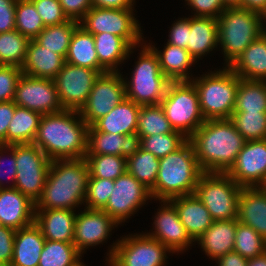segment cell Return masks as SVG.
Returning <instances> with one entry per match:
<instances>
[{
  "instance_id": "obj_60",
  "label": "cell",
  "mask_w": 266,
  "mask_h": 266,
  "mask_svg": "<svg viewBox=\"0 0 266 266\" xmlns=\"http://www.w3.org/2000/svg\"><path fill=\"white\" fill-rule=\"evenodd\" d=\"M225 8L241 7L242 0H221Z\"/></svg>"
},
{
  "instance_id": "obj_50",
  "label": "cell",
  "mask_w": 266,
  "mask_h": 266,
  "mask_svg": "<svg viewBox=\"0 0 266 266\" xmlns=\"http://www.w3.org/2000/svg\"><path fill=\"white\" fill-rule=\"evenodd\" d=\"M171 26L167 27L165 43H169L187 50L190 33V15H181L171 21ZM168 36V37H167Z\"/></svg>"
},
{
  "instance_id": "obj_31",
  "label": "cell",
  "mask_w": 266,
  "mask_h": 266,
  "mask_svg": "<svg viewBox=\"0 0 266 266\" xmlns=\"http://www.w3.org/2000/svg\"><path fill=\"white\" fill-rule=\"evenodd\" d=\"M44 244L42 231L35 223L16 230L10 266H38Z\"/></svg>"
},
{
  "instance_id": "obj_13",
  "label": "cell",
  "mask_w": 266,
  "mask_h": 266,
  "mask_svg": "<svg viewBox=\"0 0 266 266\" xmlns=\"http://www.w3.org/2000/svg\"><path fill=\"white\" fill-rule=\"evenodd\" d=\"M16 179L14 188L35 204L46 183L51 160L35 144H15Z\"/></svg>"
},
{
  "instance_id": "obj_5",
  "label": "cell",
  "mask_w": 266,
  "mask_h": 266,
  "mask_svg": "<svg viewBox=\"0 0 266 266\" xmlns=\"http://www.w3.org/2000/svg\"><path fill=\"white\" fill-rule=\"evenodd\" d=\"M203 174L194 148L187 140L179 149L159 159L155 186L150 190L153 200L194 194L198 179Z\"/></svg>"
},
{
  "instance_id": "obj_38",
  "label": "cell",
  "mask_w": 266,
  "mask_h": 266,
  "mask_svg": "<svg viewBox=\"0 0 266 266\" xmlns=\"http://www.w3.org/2000/svg\"><path fill=\"white\" fill-rule=\"evenodd\" d=\"M158 170L159 159L141 148L127 158V172L149 190L155 186Z\"/></svg>"
},
{
  "instance_id": "obj_27",
  "label": "cell",
  "mask_w": 266,
  "mask_h": 266,
  "mask_svg": "<svg viewBox=\"0 0 266 266\" xmlns=\"http://www.w3.org/2000/svg\"><path fill=\"white\" fill-rule=\"evenodd\" d=\"M237 220L253 228L266 241V191L261 187H242Z\"/></svg>"
},
{
  "instance_id": "obj_9",
  "label": "cell",
  "mask_w": 266,
  "mask_h": 266,
  "mask_svg": "<svg viewBox=\"0 0 266 266\" xmlns=\"http://www.w3.org/2000/svg\"><path fill=\"white\" fill-rule=\"evenodd\" d=\"M119 227L121 226L105 211L83 207L77 210L73 244L82 255L87 254L86 252L89 250L91 252L92 249L94 250L96 247L100 249L102 245H105L107 252H105L102 262L106 261L103 265L109 266V260L115 252L119 238L113 240L112 243L108 240H112L115 229L117 231ZM107 242L111 244L107 246Z\"/></svg>"
},
{
  "instance_id": "obj_28",
  "label": "cell",
  "mask_w": 266,
  "mask_h": 266,
  "mask_svg": "<svg viewBox=\"0 0 266 266\" xmlns=\"http://www.w3.org/2000/svg\"><path fill=\"white\" fill-rule=\"evenodd\" d=\"M64 64L63 56L46 49L31 39L21 70L23 74L30 77L54 80Z\"/></svg>"
},
{
  "instance_id": "obj_36",
  "label": "cell",
  "mask_w": 266,
  "mask_h": 266,
  "mask_svg": "<svg viewBox=\"0 0 266 266\" xmlns=\"http://www.w3.org/2000/svg\"><path fill=\"white\" fill-rule=\"evenodd\" d=\"M79 22L68 20L62 24L45 26L34 39L38 44L66 58L71 37Z\"/></svg>"
},
{
  "instance_id": "obj_21",
  "label": "cell",
  "mask_w": 266,
  "mask_h": 266,
  "mask_svg": "<svg viewBox=\"0 0 266 266\" xmlns=\"http://www.w3.org/2000/svg\"><path fill=\"white\" fill-rule=\"evenodd\" d=\"M141 148L137 134L122 135L97 131L92 125L87 130L86 155H118L128 158Z\"/></svg>"
},
{
  "instance_id": "obj_19",
  "label": "cell",
  "mask_w": 266,
  "mask_h": 266,
  "mask_svg": "<svg viewBox=\"0 0 266 266\" xmlns=\"http://www.w3.org/2000/svg\"><path fill=\"white\" fill-rule=\"evenodd\" d=\"M226 174L241 187H260L266 179V139L246 141Z\"/></svg>"
},
{
  "instance_id": "obj_24",
  "label": "cell",
  "mask_w": 266,
  "mask_h": 266,
  "mask_svg": "<svg viewBox=\"0 0 266 266\" xmlns=\"http://www.w3.org/2000/svg\"><path fill=\"white\" fill-rule=\"evenodd\" d=\"M187 50L200 65L201 63L204 65V61L207 58H212L216 51H218L217 18L190 15V33Z\"/></svg>"
},
{
  "instance_id": "obj_8",
  "label": "cell",
  "mask_w": 266,
  "mask_h": 266,
  "mask_svg": "<svg viewBox=\"0 0 266 266\" xmlns=\"http://www.w3.org/2000/svg\"><path fill=\"white\" fill-rule=\"evenodd\" d=\"M160 105L171 127L188 139L206 121L190 81L171 82Z\"/></svg>"
},
{
  "instance_id": "obj_34",
  "label": "cell",
  "mask_w": 266,
  "mask_h": 266,
  "mask_svg": "<svg viewBox=\"0 0 266 266\" xmlns=\"http://www.w3.org/2000/svg\"><path fill=\"white\" fill-rule=\"evenodd\" d=\"M41 118V113L16 106L7 129L6 145L33 143Z\"/></svg>"
},
{
  "instance_id": "obj_47",
  "label": "cell",
  "mask_w": 266,
  "mask_h": 266,
  "mask_svg": "<svg viewBox=\"0 0 266 266\" xmlns=\"http://www.w3.org/2000/svg\"><path fill=\"white\" fill-rule=\"evenodd\" d=\"M16 174L15 144H0V189L14 188Z\"/></svg>"
},
{
  "instance_id": "obj_20",
  "label": "cell",
  "mask_w": 266,
  "mask_h": 266,
  "mask_svg": "<svg viewBox=\"0 0 266 266\" xmlns=\"http://www.w3.org/2000/svg\"><path fill=\"white\" fill-rule=\"evenodd\" d=\"M145 42L157 54L160 70L171 82L191 81L199 72L196 70L202 68L185 48L165 42L160 47V45L157 46V43L155 44V41L149 37L147 38L146 35ZM196 65L201 68H198Z\"/></svg>"
},
{
  "instance_id": "obj_39",
  "label": "cell",
  "mask_w": 266,
  "mask_h": 266,
  "mask_svg": "<svg viewBox=\"0 0 266 266\" xmlns=\"http://www.w3.org/2000/svg\"><path fill=\"white\" fill-rule=\"evenodd\" d=\"M168 119L160 104L144 105L140 107L136 133L140 137L172 133Z\"/></svg>"
},
{
  "instance_id": "obj_1",
  "label": "cell",
  "mask_w": 266,
  "mask_h": 266,
  "mask_svg": "<svg viewBox=\"0 0 266 266\" xmlns=\"http://www.w3.org/2000/svg\"><path fill=\"white\" fill-rule=\"evenodd\" d=\"M87 130L79 111L63 109L42 115L33 144L50 160L85 158Z\"/></svg>"
},
{
  "instance_id": "obj_57",
  "label": "cell",
  "mask_w": 266,
  "mask_h": 266,
  "mask_svg": "<svg viewBox=\"0 0 266 266\" xmlns=\"http://www.w3.org/2000/svg\"><path fill=\"white\" fill-rule=\"evenodd\" d=\"M214 263V266H247L248 259L232 251L221 256Z\"/></svg>"
},
{
  "instance_id": "obj_18",
  "label": "cell",
  "mask_w": 266,
  "mask_h": 266,
  "mask_svg": "<svg viewBox=\"0 0 266 266\" xmlns=\"http://www.w3.org/2000/svg\"><path fill=\"white\" fill-rule=\"evenodd\" d=\"M13 101L17 106L42 115L63 110L54 80L34 78L25 74H22L18 81Z\"/></svg>"
},
{
  "instance_id": "obj_43",
  "label": "cell",
  "mask_w": 266,
  "mask_h": 266,
  "mask_svg": "<svg viewBox=\"0 0 266 266\" xmlns=\"http://www.w3.org/2000/svg\"><path fill=\"white\" fill-rule=\"evenodd\" d=\"M230 120L246 141L266 139V112H233Z\"/></svg>"
},
{
  "instance_id": "obj_2",
  "label": "cell",
  "mask_w": 266,
  "mask_h": 266,
  "mask_svg": "<svg viewBox=\"0 0 266 266\" xmlns=\"http://www.w3.org/2000/svg\"><path fill=\"white\" fill-rule=\"evenodd\" d=\"M188 140L203 173H226L246 143L230 119L206 120Z\"/></svg>"
},
{
  "instance_id": "obj_11",
  "label": "cell",
  "mask_w": 266,
  "mask_h": 266,
  "mask_svg": "<svg viewBox=\"0 0 266 266\" xmlns=\"http://www.w3.org/2000/svg\"><path fill=\"white\" fill-rule=\"evenodd\" d=\"M242 187L226 173H203L194 194L203 202L214 221L237 219Z\"/></svg>"
},
{
  "instance_id": "obj_14",
  "label": "cell",
  "mask_w": 266,
  "mask_h": 266,
  "mask_svg": "<svg viewBox=\"0 0 266 266\" xmlns=\"http://www.w3.org/2000/svg\"><path fill=\"white\" fill-rule=\"evenodd\" d=\"M153 202L150 190L126 172L114 180V188L102 210L123 227Z\"/></svg>"
},
{
  "instance_id": "obj_42",
  "label": "cell",
  "mask_w": 266,
  "mask_h": 266,
  "mask_svg": "<svg viewBox=\"0 0 266 266\" xmlns=\"http://www.w3.org/2000/svg\"><path fill=\"white\" fill-rule=\"evenodd\" d=\"M45 28L42 18L31 0H17L15 6V30L30 40Z\"/></svg>"
},
{
  "instance_id": "obj_30",
  "label": "cell",
  "mask_w": 266,
  "mask_h": 266,
  "mask_svg": "<svg viewBox=\"0 0 266 266\" xmlns=\"http://www.w3.org/2000/svg\"><path fill=\"white\" fill-rule=\"evenodd\" d=\"M140 105L124 99L107 115L96 120L92 126L104 133L130 135L136 133Z\"/></svg>"
},
{
  "instance_id": "obj_44",
  "label": "cell",
  "mask_w": 266,
  "mask_h": 266,
  "mask_svg": "<svg viewBox=\"0 0 266 266\" xmlns=\"http://www.w3.org/2000/svg\"><path fill=\"white\" fill-rule=\"evenodd\" d=\"M233 251L246 259L258 257L266 251V241L253 228L237 220Z\"/></svg>"
},
{
  "instance_id": "obj_62",
  "label": "cell",
  "mask_w": 266,
  "mask_h": 266,
  "mask_svg": "<svg viewBox=\"0 0 266 266\" xmlns=\"http://www.w3.org/2000/svg\"><path fill=\"white\" fill-rule=\"evenodd\" d=\"M263 33L266 35V17H263Z\"/></svg>"
},
{
  "instance_id": "obj_45",
  "label": "cell",
  "mask_w": 266,
  "mask_h": 266,
  "mask_svg": "<svg viewBox=\"0 0 266 266\" xmlns=\"http://www.w3.org/2000/svg\"><path fill=\"white\" fill-rule=\"evenodd\" d=\"M187 140L182 133L174 130L172 133L141 137V149L160 159L179 149Z\"/></svg>"
},
{
  "instance_id": "obj_12",
  "label": "cell",
  "mask_w": 266,
  "mask_h": 266,
  "mask_svg": "<svg viewBox=\"0 0 266 266\" xmlns=\"http://www.w3.org/2000/svg\"><path fill=\"white\" fill-rule=\"evenodd\" d=\"M135 231V233H134ZM120 235L109 266H167L174 256L164 244L141 232ZM126 234V235H125Z\"/></svg>"
},
{
  "instance_id": "obj_3",
  "label": "cell",
  "mask_w": 266,
  "mask_h": 266,
  "mask_svg": "<svg viewBox=\"0 0 266 266\" xmlns=\"http://www.w3.org/2000/svg\"><path fill=\"white\" fill-rule=\"evenodd\" d=\"M89 177L85 158L51 160L46 183L35 209L83 208Z\"/></svg>"
},
{
  "instance_id": "obj_55",
  "label": "cell",
  "mask_w": 266,
  "mask_h": 266,
  "mask_svg": "<svg viewBox=\"0 0 266 266\" xmlns=\"http://www.w3.org/2000/svg\"><path fill=\"white\" fill-rule=\"evenodd\" d=\"M16 104L14 101L0 102V144L6 145L8 126L14 116Z\"/></svg>"
},
{
  "instance_id": "obj_51",
  "label": "cell",
  "mask_w": 266,
  "mask_h": 266,
  "mask_svg": "<svg viewBox=\"0 0 266 266\" xmlns=\"http://www.w3.org/2000/svg\"><path fill=\"white\" fill-rule=\"evenodd\" d=\"M182 4L189 9L187 14L195 17L218 18L225 9L221 0H184Z\"/></svg>"
},
{
  "instance_id": "obj_7",
  "label": "cell",
  "mask_w": 266,
  "mask_h": 266,
  "mask_svg": "<svg viewBox=\"0 0 266 266\" xmlns=\"http://www.w3.org/2000/svg\"><path fill=\"white\" fill-rule=\"evenodd\" d=\"M220 65L229 67L261 34L263 15L241 7L225 8L217 18ZM221 51V52H220Z\"/></svg>"
},
{
  "instance_id": "obj_59",
  "label": "cell",
  "mask_w": 266,
  "mask_h": 266,
  "mask_svg": "<svg viewBox=\"0 0 266 266\" xmlns=\"http://www.w3.org/2000/svg\"><path fill=\"white\" fill-rule=\"evenodd\" d=\"M247 266H266V251L258 257L248 259Z\"/></svg>"
},
{
  "instance_id": "obj_29",
  "label": "cell",
  "mask_w": 266,
  "mask_h": 266,
  "mask_svg": "<svg viewBox=\"0 0 266 266\" xmlns=\"http://www.w3.org/2000/svg\"><path fill=\"white\" fill-rule=\"evenodd\" d=\"M241 79L266 80V35L255 39L229 66Z\"/></svg>"
},
{
  "instance_id": "obj_63",
  "label": "cell",
  "mask_w": 266,
  "mask_h": 266,
  "mask_svg": "<svg viewBox=\"0 0 266 266\" xmlns=\"http://www.w3.org/2000/svg\"><path fill=\"white\" fill-rule=\"evenodd\" d=\"M264 191H266V179L264 181V183L260 186Z\"/></svg>"
},
{
  "instance_id": "obj_64",
  "label": "cell",
  "mask_w": 266,
  "mask_h": 266,
  "mask_svg": "<svg viewBox=\"0 0 266 266\" xmlns=\"http://www.w3.org/2000/svg\"><path fill=\"white\" fill-rule=\"evenodd\" d=\"M4 228V226L2 225L1 221H0V231Z\"/></svg>"
},
{
  "instance_id": "obj_26",
  "label": "cell",
  "mask_w": 266,
  "mask_h": 266,
  "mask_svg": "<svg viewBox=\"0 0 266 266\" xmlns=\"http://www.w3.org/2000/svg\"><path fill=\"white\" fill-rule=\"evenodd\" d=\"M169 201L175 206L181 223L194 241L212 225L214 220L195 194L173 197Z\"/></svg>"
},
{
  "instance_id": "obj_16",
  "label": "cell",
  "mask_w": 266,
  "mask_h": 266,
  "mask_svg": "<svg viewBox=\"0 0 266 266\" xmlns=\"http://www.w3.org/2000/svg\"><path fill=\"white\" fill-rule=\"evenodd\" d=\"M124 99H126V93L122 73L107 72L101 74L95 81L87 101L79 113L84 122L91 126Z\"/></svg>"
},
{
  "instance_id": "obj_54",
  "label": "cell",
  "mask_w": 266,
  "mask_h": 266,
  "mask_svg": "<svg viewBox=\"0 0 266 266\" xmlns=\"http://www.w3.org/2000/svg\"><path fill=\"white\" fill-rule=\"evenodd\" d=\"M16 1L0 0V33L15 30Z\"/></svg>"
},
{
  "instance_id": "obj_32",
  "label": "cell",
  "mask_w": 266,
  "mask_h": 266,
  "mask_svg": "<svg viewBox=\"0 0 266 266\" xmlns=\"http://www.w3.org/2000/svg\"><path fill=\"white\" fill-rule=\"evenodd\" d=\"M95 49L99 63L108 72H121L132 48L122 37L103 32L94 34ZM123 66V67H122Z\"/></svg>"
},
{
  "instance_id": "obj_15",
  "label": "cell",
  "mask_w": 266,
  "mask_h": 266,
  "mask_svg": "<svg viewBox=\"0 0 266 266\" xmlns=\"http://www.w3.org/2000/svg\"><path fill=\"white\" fill-rule=\"evenodd\" d=\"M156 202V203H155ZM157 204L149 231L144 232L160 243L164 244L170 251L178 257L192 248H195V241L187 233L181 223L175 206L169 200H154Z\"/></svg>"
},
{
  "instance_id": "obj_35",
  "label": "cell",
  "mask_w": 266,
  "mask_h": 266,
  "mask_svg": "<svg viewBox=\"0 0 266 266\" xmlns=\"http://www.w3.org/2000/svg\"><path fill=\"white\" fill-rule=\"evenodd\" d=\"M234 112H266L265 81L240 79Z\"/></svg>"
},
{
  "instance_id": "obj_41",
  "label": "cell",
  "mask_w": 266,
  "mask_h": 266,
  "mask_svg": "<svg viewBox=\"0 0 266 266\" xmlns=\"http://www.w3.org/2000/svg\"><path fill=\"white\" fill-rule=\"evenodd\" d=\"M81 256L73 243L45 239L38 266H70Z\"/></svg>"
},
{
  "instance_id": "obj_4",
  "label": "cell",
  "mask_w": 266,
  "mask_h": 266,
  "mask_svg": "<svg viewBox=\"0 0 266 266\" xmlns=\"http://www.w3.org/2000/svg\"><path fill=\"white\" fill-rule=\"evenodd\" d=\"M130 59L134 60L131 73L121 71L126 98L140 106L160 104L171 81L160 70L157 54L144 41L130 49L126 62Z\"/></svg>"
},
{
  "instance_id": "obj_48",
  "label": "cell",
  "mask_w": 266,
  "mask_h": 266,
  "mask_svg": "<svg viewBox=\"0 0 266 266\" xmlns=\"http://www.w3.org/2000/svg\"><path fill=\"white\" fill-rule=\"evenodd\" d=\"M45 26L58 25L69 19L64 14L59 0H31Z\"/></svg>"
},
{
  "instance_id": "obj_61",
  "label": "cell",
  "mask_w": 266,
  "mask_h": 266,
  "mask_svg": "<svg viewBox=\"0 0 266 266\" xmlns=\"http://www.w3.org/2000/svg\"><path fill=\"white\" fill-rule=\"evenodd\" d=\"M84 255H82L80 258H78L72 265L70 266H89V265H86L85 262H84Z\"/></svg>"
},
{
  "instance_id": "obj_25",
  "label": "cell",
  "mask_w": 266,
  "mask_h": 266,
  "mask_svg": "<svg viewBox=\"0 0 266 266\" xmlns=\"http://www.w3.org/2000/svg\"><path fill=\"white\" fill-rule=\"evenodd\" d=\"M77 210L35 209V224L45 239L73 243Z\"/></svg>"
},
{
  "instance_id": "obj_23",
  "label": "cell",
  "mask_w": 266,
  "mask_h": 266,
  "mask_svg": "<svg viewBox=\"0 0 266 266\" xmlns=\"http://www.w3.org/2000/svg\"><path fill=\"white\" fill-rule=\"evenodd\" d=\"M237 219L213 221L212 225L195 240L211 264L221 256L234 250ZM198 245V246H196Z\"/></svg>"
},
{
  "instance_id": "obj_22",
  "label": "cell",
  "mask_w": 266,
  "mask_h": 266,
  "mask_svg": "<svg viewBox=\"0 0 266 266\" xmlns=\"http://www.w3.org/2000/svg\"><path fill=\"white\" fill-rule=\"evenodd\" d=\"M0 221L15 230L35 222V203L16 188L0 189Z\"/></svg>"
},
{
  "instance_id": "obj_46",
  "label": "cell",
  "mask_w": 266,
  "mask_h": 266,
  "mask_svg": "<svg viewBox=\"0 0 266 266\" xmlns=\"http://www.w3.org/2000/svg\"><path fill=\"white\" fill-rule=\"evenodd\" d=\"M114 180L89 177L84 207L102 210L112 193Z\"/></svg>"
},
{
  "instance_id": "obj_49",
  "label": "cell",
  "mask_w": 266,
  "mask_h": 266,
  "mask_svg": "<svg viewBox=\"0 0 266 266\" xmlns=\"http://www.w3.org/2000/svg\"><path fill=\"white\" fill-rule=\"evenodd\" d=\"M23 72L20 67L0 65V102L13 101Z\"/></svg>"
},
{
  "instance_id": "obj_37",
  "label": "cell",
  "mask_w": 266,
  "mask_h": 266,
  "mask_svg": "<svg viewBox=\"0 0 266 266\" xmlns=\"http://www.w3.org/2000/svg\"><path fill=\"white\" fill-rule=\"evenodd\" d=\"M30 39L17 30L0 33V65L22 67Z\"/></svg>"
},
{
  "instance_id": "obj_6",
  "label": "cell",
  "mask_w": 266,
  "mask_h": 266,
  "mask_svg": "<svg viewBox=\"0 0 266 266\" xmlns=\"http://www.w3.org/2000/svg\"><path fill=\"white\" fill-rule=\"evenodd\" d=\"M214 66L217 68L212 65L211 70H199L202 74H196L190 82L197 91L205 120L230 119L241 78L227 66H217V63Z\"/></svg>"
},
{
  "instance_id": "obj_10",
  "label": "cell",
  "mask_w": 266,
  "mask_h": 266,
  "mask_svg": "<svg viewBox=\"0 0 266 266\" xmlns=\"http://www.w3.org/2000/svg\"><path fill=\"white\" fill-rule=\"evenodd\" d=\"M136 8H99L92 7L79 21V25L88 33H111L122 37L131 47L145 41V33Z\"/></svg>"
},
{
  "instance_id": "obj_53",
  "label": "cell",
  "mask_w": 266,
  "mask_h": 266,
  "mask_svg": "<svg viewBox=\"0 0 266 266\" xmlns=\"http://www.w3.org/2000/svg\"><path fill=\"white\" fill-rule=\"evenodd\" d=\"M15 229L4 227L0 231V266H10L14 241H15Z\"/></svg>"
},
{
  "instance_id": "obj_52",
  "label": "cell",
  "mask_w": 266,
  "mask_h": 266,
  "mask_svg": "<svg viewBox=\"0 0 266 266\" xmlns=\"http://www.w3.org/2000/svg\"><path fill=\"white\" fill-rule=\"evenodd\" d=\"M68 19L79 22L93 7L92 0H59Z\"/></svg>"
},
{
  "instance_id": "obj_33",
  "label": "cell",
  "mask_w": 266,
  "mask_h": 266,
  "mask_svg": "<svg viewBox=\"0 0 266 266\" xmlns=\"http://www.w3.org/2000/svg\"><path fill=\"white\" fill-rule=\"evenodd\" d=\"M65 62L97 70L101 74L108 72L99 63L93 35L80 25L73 32Z\"/></svg>"
},
{
  "instance_id": "obj_17",
  "label": "cell",
  "mask_w": 266,
  "mask_h": 266,
  "mask_svg": "<svg viewBox=\"0 0 266 266\" xmlns=\"http://www.w3.org/2000/svg\"><path fill=\"white\" fill-rule=\"evenodd\" d=\"M101 73L65 62L54 79L63 109L80 111Z\"/></svg>"
},
{
  "instance_id": "obj_40",
  "label": "cell",
  "mask_w": 266,
  "mask_h": 266,
  "mask_svg": "<svg viewBox=\"0 0 266 266\" xmlns=\"http://www.w3.org/2000/svg\"><path fill=\"white\" fill-rule=\"evenodd\" d=\"M89 175L115 180L127 172V158L118 155H86Z\"/></svg>"
},
{
  "instance_id": "obj_56",
  "label": "cell",
  "mask_w": 266,
  "mask_h": 266,
  "mask_svg": "<svg viewBox=\"0 0 266 266\" xmlns=\"http://www.w3.org/2000/svg\"><path fill=\"white\" fill-rule=\"evenodd\" d=\"M93 7L123 9L136 8V0H92Z\"/></svg>"
},
{
  "instance_id": "obj_58",
  "label": "cell",
  "mask_w": 266,
  "mask_h": 266,
  "mask_svg": "<svg viewBox=\"0 0 266 266\" xmlns=\"http://www.w3.org/2000/svg\"><path fill=\"white\" fill-rule=\"evenodd\" d=\"M241 8L255 11L264 15L266 12V0H242Z\"/></svg>"
}]
</instances>
